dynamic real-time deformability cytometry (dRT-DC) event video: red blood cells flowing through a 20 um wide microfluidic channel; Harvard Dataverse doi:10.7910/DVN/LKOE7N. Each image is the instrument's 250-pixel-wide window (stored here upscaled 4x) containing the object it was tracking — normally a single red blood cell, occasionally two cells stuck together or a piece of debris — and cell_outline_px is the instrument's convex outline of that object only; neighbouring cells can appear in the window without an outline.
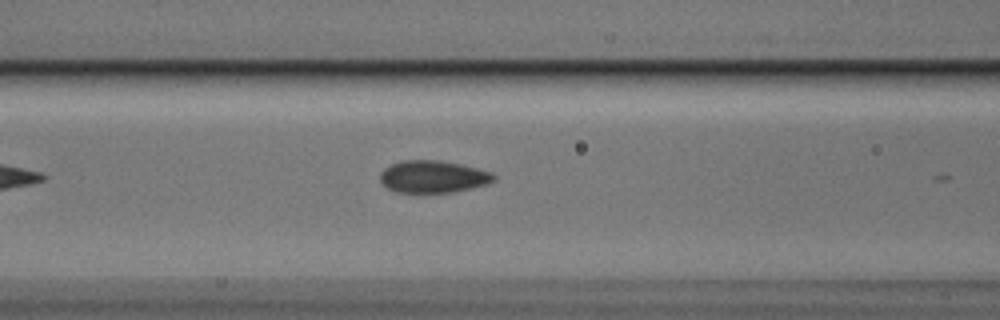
{"species": "Egyptian fruit bat (a non-hibernating species)", "species_latin": "Rousettus aegyptiacus", "temperature_condition": "cold", "stored_images_in_passage": 8, "camera_frame_rate_fps": 3000, "um_per_image_px": 0.085, "animal": {"sex": "male"}, "frame": {"image": 1, "passage_image": 5, "time_ms": 1.333, "image_size_px": [1000, 320], "cell_outline_px": [[496, 180], [488, 184], [456, 192], [396, 192], [388, 188], [380, 180], [380, 172], [384, 168], [392, 164], [404, 160], [440, 160], [460, 164], [492, 172], [496, 176]], "centroid_in_image_um": [36.84, 15.02], "position_along_channel_um": 129.8, "area_um2": 21.39}}